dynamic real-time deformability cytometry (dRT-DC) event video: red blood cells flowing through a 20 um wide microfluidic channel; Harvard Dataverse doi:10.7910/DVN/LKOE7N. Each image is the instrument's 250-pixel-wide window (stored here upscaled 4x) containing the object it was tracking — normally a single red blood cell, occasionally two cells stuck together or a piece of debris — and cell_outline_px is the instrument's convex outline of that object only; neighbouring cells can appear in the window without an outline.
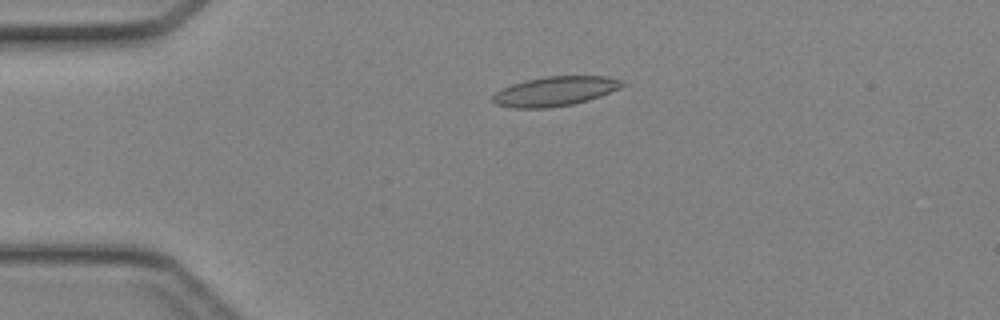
{"species": "Egyptian fruit bat (a non-hibernating species)", "species_latin": "Rousettus aegyptiacus", "temperature_condition": "cold", "stored_images_in_passage": 45, "camera_frame_rate_fps": 3000, "um_per_image_px": 0.085, "animal": {"sex": "female"}, "frame": {"image": 1, "passage_image": 11, "time_ms": 3.333, "image_size_px": [1000, 320], "cell_outline_px": [[624, 84], [620, 88], [600, 96], [588, 100], [572, 104], [548, 108], [512, 108], [496, 104], [492, 100], [492, 96], [500, 88], [524, 80], [544, 76], [608, 76], [624, 80]], "centroid_in_image_um": [47.16, 7.75], "position_along_channel_um": 37.8, "area_um2": 22.43}}
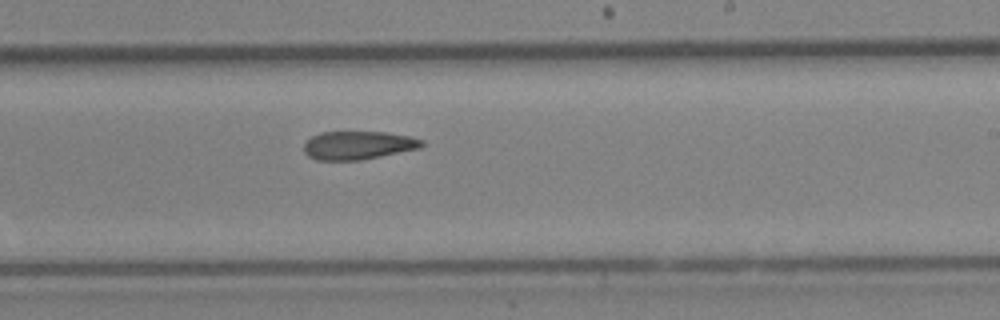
{"frame": {"image": 2, "passage_image": 28, "time_ms": 9.0, "image_size_px": [1000, 320], "cell_outline_px": [[424, 144], [420, 148], [360, 160], [316, 160], [308, 156], [304, 152], [304, 144], [312, 136], [320, 132], [384, 132], [408, 136], [424, 140]], "centroid_in_image_um": [30.42, 12.35], "position_along_channel_um": 258.6, "area_um2": 19.36}}
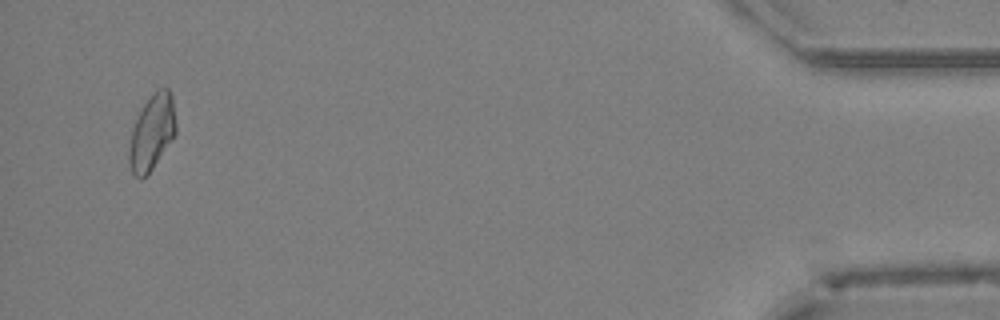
{"frame": {"image": 3, "passage_image": 44, "time_ms": 14.333, "image_size_px": [1000, 320], "cell_outline_px": [[176, 132], [172, 140], [152, 168], [140, 180], [132, 176], [128, 160], [128, 152], [132, 128], [144, 104], [156, 88], [168, 88], [172, 92], [176, 120]], "centroid_in_image_um": [12.92, 11.24], "position_along_channel_um": 422.3, "area_um2": 20.69}}